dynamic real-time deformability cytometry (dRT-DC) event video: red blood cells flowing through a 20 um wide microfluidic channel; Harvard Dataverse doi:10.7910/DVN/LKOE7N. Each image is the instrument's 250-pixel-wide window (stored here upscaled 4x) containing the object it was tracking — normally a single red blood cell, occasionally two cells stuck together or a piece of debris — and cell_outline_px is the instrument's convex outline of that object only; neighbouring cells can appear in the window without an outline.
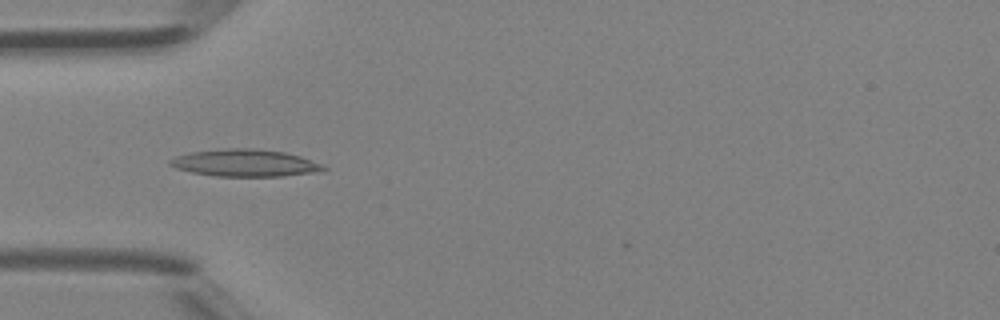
{"species": "Egyptian fruit bat (a non-hibernating species)", "species_latin": "Rousettus aegyptiacus", "temperature_condition": "room temperature", "stored_images_in_passage": 5, "camera_frame_rate_fps": 3000, "um_per_image_px": 0.085, "animal": {"sex": "female"}, "frame": {"image": 1, "passage_image": 3, "time_ms": 0.667, "image_size_px": [1000, 320], "cell_outline_px": [[328, 168], [324, 172], [280, 176], [216, 176], [192, 172], [176, 168], [168, 164], [168, 160], [176, 156], [192, 152], [228, 148], [256, 148], [284, 152], [300, 156], [324, 164]], "centroid_in_image_um": [20.89, 13.85], "position_along_channel_um": 64.1, "area_um2": 24.45}}
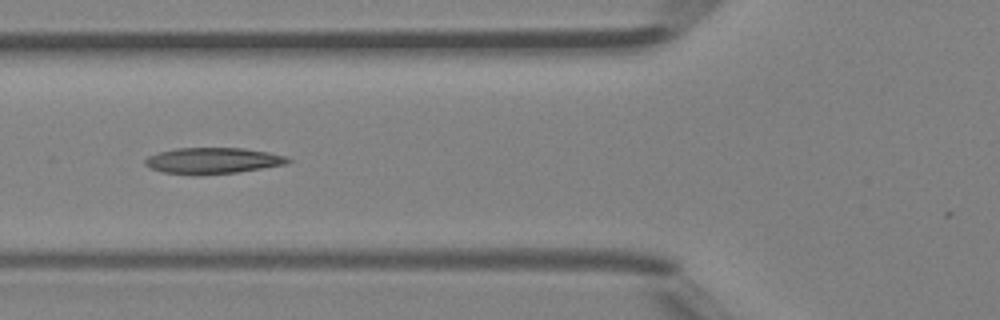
{"frame": {"image": 2, "passage_image": 4, "time_ms": 1.0, "image_size_px": [1000, 320], "cell_outline_px": [[292, 160], [288, 164], [236, 172], [200, 176], [192, 176], [164, 172], [152, 168], [144, 164], [144, 160], [148, 156], [156, 152], [176, 148], [244, 148], [268, 152], [288, 156]], "centroid_in_image_um": [18.08, 13.66], "position_along_channel_um": 107.7, "area_um2": 22.08}}
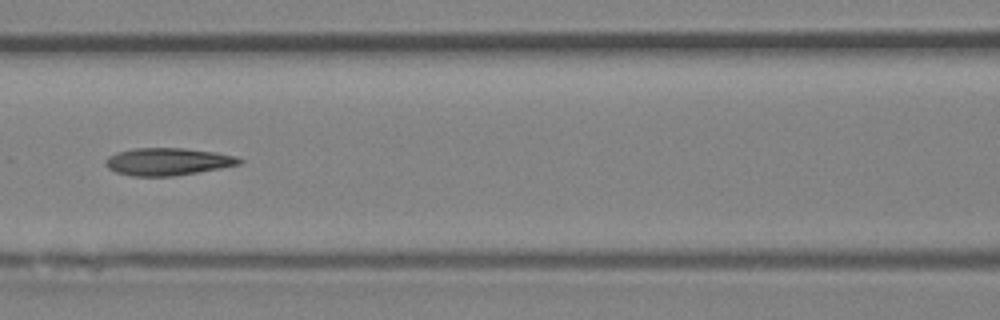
{"frame": {"image": 3, "passage_image": 5, "time_ms": 1.333, "image_size_px": [1000, 320], "cell_outline_px": [[244, 160], [240, 164], [220, 168], [172, 176], [132, 176], [116, 172], [108, 168], [104, 164], [104, 160], [108, 156], [116, 152], [136, 148], [184, 148], [216, 152], [236, 156]], "centroid_in_image_um": [14.23, 13.73], "position_along_channel_um": 152.4, "area_um2": 21.39}}